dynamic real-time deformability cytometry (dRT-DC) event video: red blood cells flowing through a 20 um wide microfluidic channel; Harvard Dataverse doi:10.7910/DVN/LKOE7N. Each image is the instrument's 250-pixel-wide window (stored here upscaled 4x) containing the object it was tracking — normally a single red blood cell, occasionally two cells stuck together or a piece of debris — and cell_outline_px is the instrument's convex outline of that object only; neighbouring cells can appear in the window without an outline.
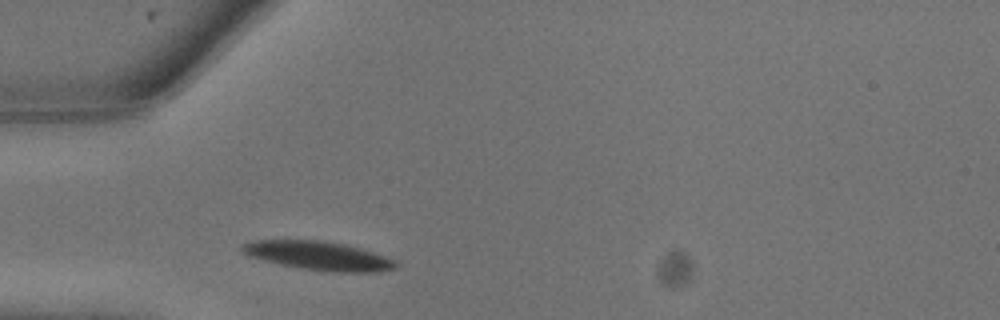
{"species": "common noctule bat (a hibernating species)", "species_latin": "Nyctalus noctula", "temperature_condition": "warm", "stored_images_in_passage": 1, "camera_frame_rate_fps": 3000, "um_per_image_px": 0.085, "animal": {"sex": "male", "body_mass_g": 13.3}, "frame": {"image": 1, "passage_image": 1, "time_ms": 0.0, "image_size_px": [1000, 320], "cell_outline_px": [[400, 264], [396, 268], [380, 272], [336, 272], [304, 268], [280, 264], [248, 256], [240, 252], [240, 248], [244, 244], [252, 240], [324, 240], [344, 244], [360, 248], [400, 260]], "centroid_in_image_um": [27.14, 21.73], "position_along_channel_um": 57.9, "area_um2": 25.95}}